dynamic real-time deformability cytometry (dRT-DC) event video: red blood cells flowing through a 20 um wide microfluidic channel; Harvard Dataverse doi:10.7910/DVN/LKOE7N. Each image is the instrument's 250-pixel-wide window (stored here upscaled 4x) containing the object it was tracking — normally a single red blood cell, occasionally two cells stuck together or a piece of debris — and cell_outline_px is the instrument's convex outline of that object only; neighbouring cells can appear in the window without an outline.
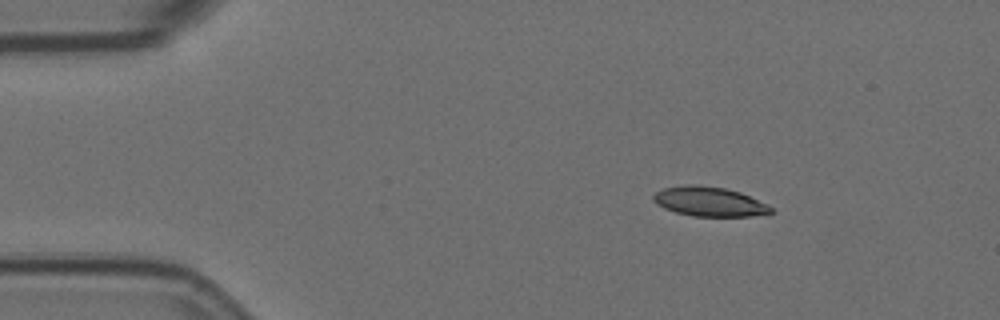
{"species": "Egyptian fruit bat (a non-hibernating species)", "species_latin": "Rousettus aegyptiacus", "temperature_condition": "room temperature", "stored_images_in_passage": 5, "camera_frame_rate_fps": 3000, "um_per_image_px": 0.085, "animal": {"sex": "female"}, "frame": {"image": 1, "passage_image": 1, "time_ms": 0.0, "image_size_px": [1000, 320], "cell_outline_px": [[776, 212], [768, 216], [692, 216], [676, 212], [664, 208], [656, 204], [652, 200], [652, 196], [656, 192], [664, 188], [684, 184], [696, 184], [724, 188], [740, 192], [768, 204]], "centroid_in_image_um": [60.34, 17.14], "position_along_channel_um": 24.7, "area_um2": 20.58}}
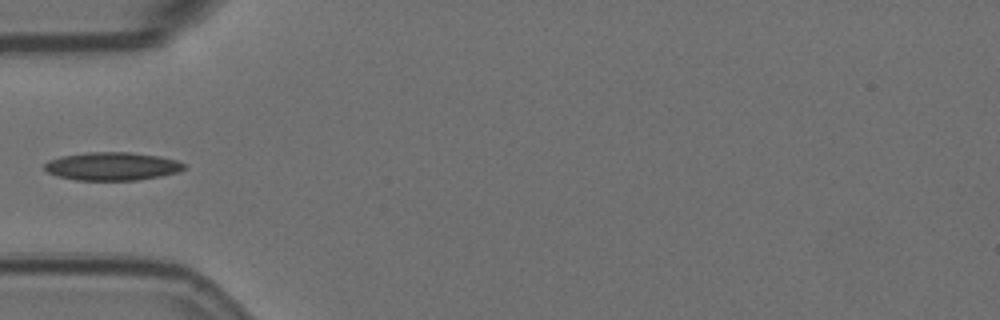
{"frame": {"image": 2, "passage_image": 4, "time_ms": 1.0, "image_size_px": [1000, 320], "cell_outline_px": [[184, 168], [180, 172], [160, 176], [136, 180], [76, 180], [56, 176], [48, 172], [44, 168], [44, 164], [48, 160], [60, 156], [84, 152], [132, 152], [160, 156], [176, 160], [184, 164]], "centroid_in_image_um": [9.5, 14.12], "position_along_channel_um": 75.5, "area_um2": 23.06}}
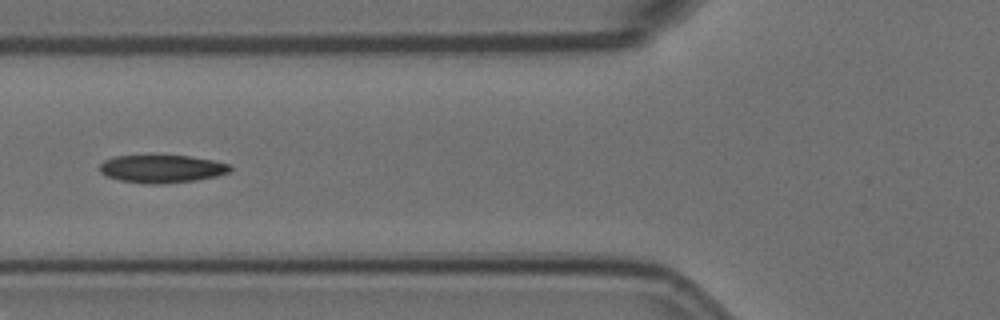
{"frame": {"image": 3, "passage_image": 5, "time_ms": 1.333, "image_size_px": [1000, 320], "cell_outline_px": [[232, 168], [228, 172], [216, 176], [196, 180], [164, 184], [144, 184], [120, 180], [108, 176], [100, 172], [100, 164], [104, 160], [116, 156], [188, 156], [212, 160], [232, 164]], "centroid_in_image_um": [13.77, 14.36], "position_along_channel_um": 112.0, "area_um2": 21.1}}